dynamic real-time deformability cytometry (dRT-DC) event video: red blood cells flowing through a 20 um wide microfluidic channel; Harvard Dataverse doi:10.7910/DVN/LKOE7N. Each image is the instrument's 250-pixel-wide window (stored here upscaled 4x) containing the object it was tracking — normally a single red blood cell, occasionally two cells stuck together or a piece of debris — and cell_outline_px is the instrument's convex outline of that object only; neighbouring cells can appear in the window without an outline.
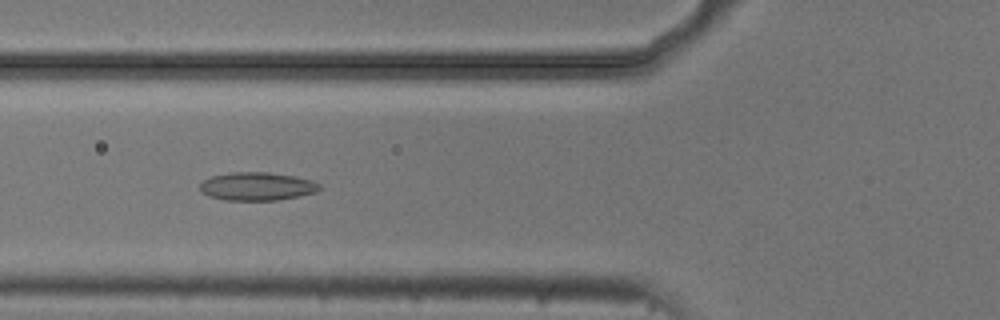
{"species": "common noctule bat (a hibernating species)", "species_latin": "Nyctalus noctula", "temperature_condition": "cold", "stored_images_in_passage": 53, "camera_frame_rate_fps": 3000, "um_per_image_px": 0.085, "animal": {"sex": "male", "body_mass_g": 20.5, "forearm_length_mm": 52.5}, "frame": {"image": 1, "passage_image": 19, "time_ms": 6.0, "image_size_px": [1000, 320], "cell_outline_px": [[320, 188], [316, 192], [276, 200], [224, 200], [208, 196], [200, 192], [200, 184], [204, 180], [212, 176], [232, 172], [268, 172], [296, 176], [312, 180], [320, 184]], "centroid_in_image_um": [21.83, 15.83], "position_along_channel_um": 104.0, "area_um2": 19.65}}
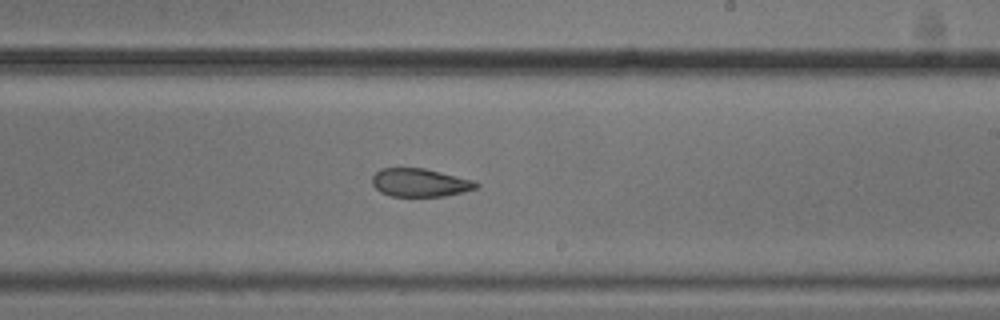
{"frame": {"image": 2, "passage_image": 31, "time_ms": 10.0, "image_size_px": [1000, 320], "cell_outline_px": [[480, 184], [476, 188], [464, 192], [444, 196], [392, 196], [380, 192], [372, 184], [372, 176], [380, 168], [424, 168], [476, 180]], "centroid_in_image_um": [35.72, 15.52], "position_along_channel_um": 253.3, "area_um2": 17.22}}
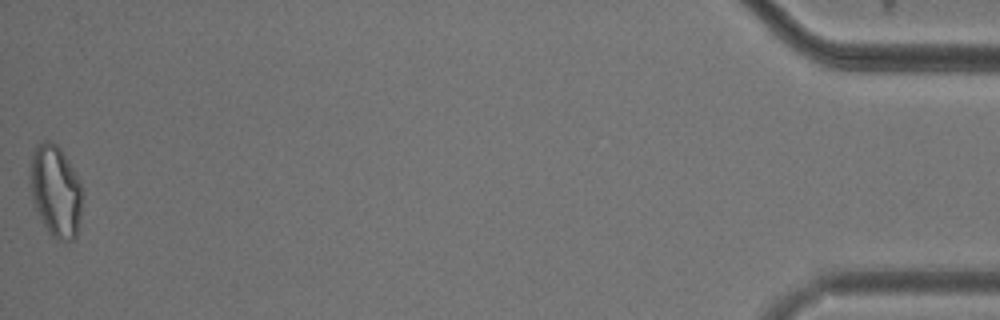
{"frame": {"image": 3, "passage_image": 53, "time_ms": 17.333, "image_size_px": [1000, 320], "cell_outline_px": [[80, 216], [76, 236], [72, 240], [56, 240], [48, 232], [40, 220], [32, 204], [28, 176], [32, 152], [44, 140], [52, 140], [60, 148], [68, 160], [80, 184]], "centroid_in_image_um": [4.66, 16.24], "position_along_channel_um": 430.5, "area_um2": 27.98}, "authors_computed_cell_mechanics": {"area_um2": 20.5768, "velocity_mm_per_s": 3.7216, "shape_relaxation_time_tau1_ms": null, "shape_relaxation_time_tau2_ms": 5.5289, "deformation_change_tau1": null, "deformation_change_tau2": 0.1302}}